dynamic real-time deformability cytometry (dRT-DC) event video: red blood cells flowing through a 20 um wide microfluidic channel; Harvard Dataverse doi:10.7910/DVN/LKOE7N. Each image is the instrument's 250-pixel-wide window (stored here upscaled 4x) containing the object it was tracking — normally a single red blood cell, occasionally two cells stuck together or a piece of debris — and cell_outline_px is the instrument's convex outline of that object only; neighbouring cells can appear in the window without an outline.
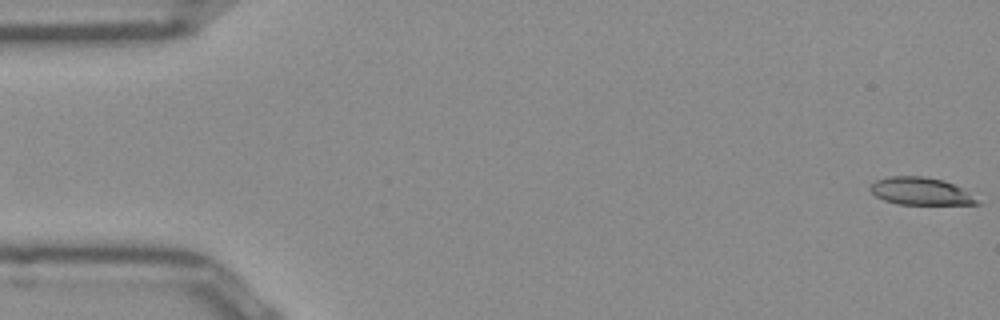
{"species": "Egyptian fruit bat (a non-hibernating species)", "species_latin": "Rousettus aegyptiacus", "temperature_condition": "room temperature", "stored_images_in_passage": 52, "camera_frame_rate_fps": 3000, "um_per_image_px": 0.085, "frame": {"image": 1, "passage_image": 1, "time_ms": 0.0, "image_size_px": [1000, 320], "cell_outline_px": [[980, 204], [896, 204], [884, 200], [876, 196], [868, 188], [876, 180], [888, 176], [924, 176], [944, 180], [964, 188], [980, 200]], "centroid_in_image_um": [78.28, 16.25], "position_along_channel_um": 6.7, "area_um2": 17.28}}
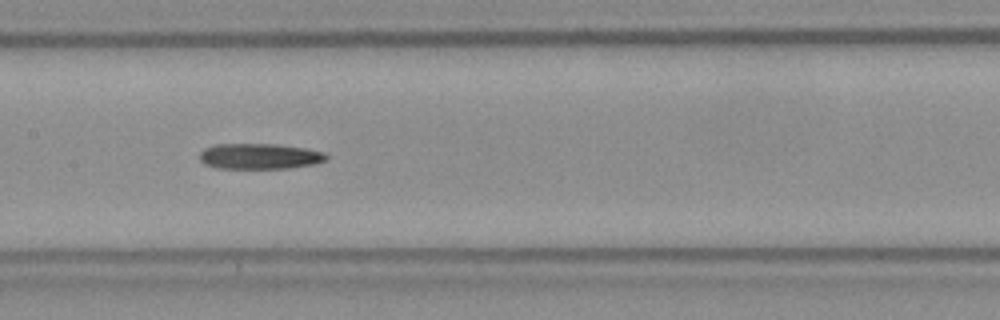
{"frame": {"image": 2, "passage_image": 25, "time_ms": 8.0, "image_size_px": [1000, 320], "cell_outline_px": [[328, 160], [316, 164], [288, 168], [216, 168], [204, 164], [200, 160], [200, 152], [204, 148], [216, 144], [276, 144], [304, 148], [324, 152], [328, 156]], "centroid_in_image_um": [22.08, 13.28], "position_along_channel_um": 185.3, "area_um2": 19.02}}
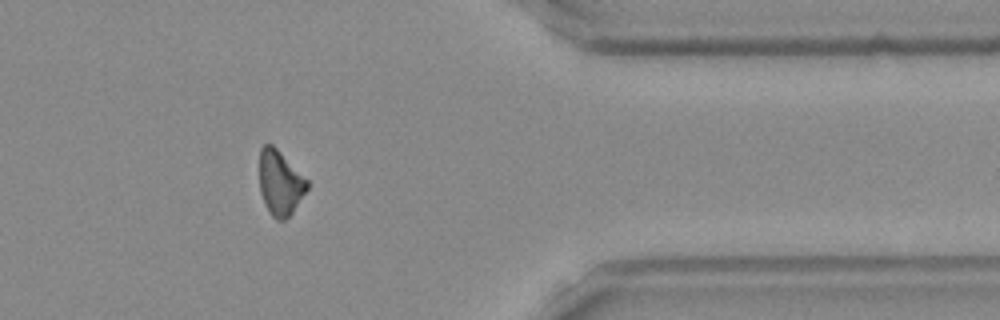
{"frame": {"image": 3, "passage_image": 42, "time_ms": 13.667, "image_size_px": [1000, 320], "cell_outline_px": [[308, 188], [292, 212], [284, 220], [276, 220], [272, 216], [264, 204], [260, 192], [260, 148], [264, 144], [272, 144], [308, 180]], "centroid_in_image_um": [23.79, 15.55], "position_along_channel_um": 387.6, "area_um2": 17.8}, "authors_computed_cell_mechanics": {"area_um2": 18.8139, "velocity_mm_per_s": 3.9486, "shape_relaxation_time_tau1_ms": 9.8088, "shape_relaxation_time_tau2_ms": null, "deformation_change_tau1": 0.2446, "deformation_change_tau2": null}}